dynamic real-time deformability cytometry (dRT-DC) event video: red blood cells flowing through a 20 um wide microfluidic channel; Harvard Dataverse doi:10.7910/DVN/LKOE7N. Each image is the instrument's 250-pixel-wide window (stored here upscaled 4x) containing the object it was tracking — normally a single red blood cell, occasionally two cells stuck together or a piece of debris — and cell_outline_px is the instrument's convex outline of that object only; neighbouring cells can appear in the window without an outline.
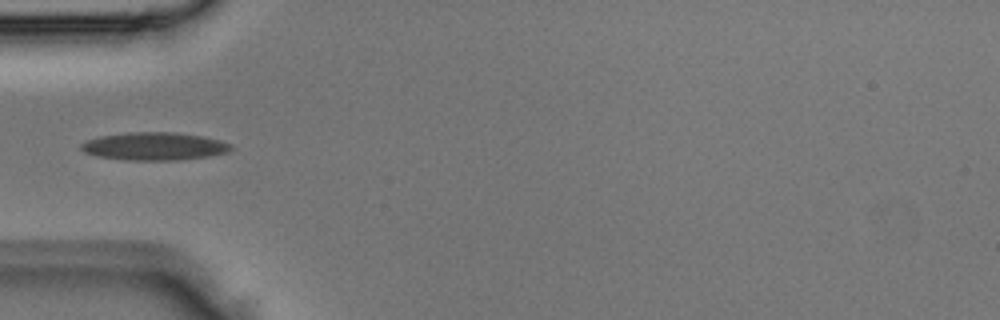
{"species": "Egyptian fruit bat (a non-hibernating species)", "species_latin": "Rousettus aegyptiacus", "temperature_condition": "room temperature", "stored_images_in_passage": 1, "camera_frame_rate_fps": 3000, "um_per_image_px": 0.085, "animal": {"sex": "male"}, "frame": {"image": 1, "passage_image": 1, "time_ms": 0.0, "image_size_px": [1000, 320], "cell_outline_px": [[232, 148], [228, 152], [208, 156], [176, 160], [124, 160], [96, 156], [84, 152], [80, 148], [80, 144], [84, 140], [100, 136], [128, 132], [176, 132], [204, 136], [220, 140], [232, 144]], "centroid_in_image_um": [13.09, 12.43], "position_along_channel_um": 71.9, "area_um2": 24.57}}